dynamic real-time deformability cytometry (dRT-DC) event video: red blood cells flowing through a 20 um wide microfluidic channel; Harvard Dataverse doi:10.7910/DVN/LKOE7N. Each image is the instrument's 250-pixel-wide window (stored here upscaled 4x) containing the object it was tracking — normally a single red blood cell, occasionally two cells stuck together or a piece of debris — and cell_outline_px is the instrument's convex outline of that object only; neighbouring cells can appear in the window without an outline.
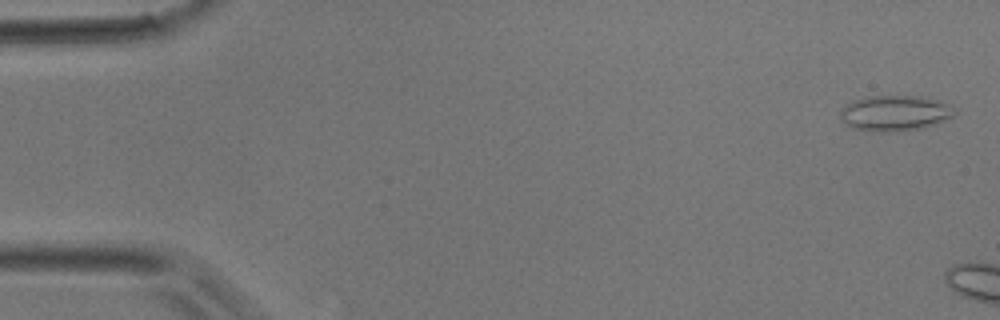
{"species": "common noctule bat (a hibernating species)", "species_latin": "Nyctalus noctula", "temperature_condition": "room temperature", "stored_images_in_passage": 6, "camera_frame_rate_fps": 3000, "um_per_image_px": 0.085, "animal": {"sex": "male", "body_mass_g": 17.9}, "frame": {"image": 1, "passage_image": 2, "time_ms": 0.333, "image_size_px": [1000, 320], "cell_outline_px": [[956, 112], [952, 116], [936, 124], [920, 128], [896, 132], [880, 132], [852, 128], [844, 124], [840, 116], [840, 108], [852, 100], [868, 96], [916, 96], [936, 100], [948, 104]], "centroid_in_image_um": [76.0, 9.62], "position_along_channel_um": 9.0, "area_um2": 23.7}}